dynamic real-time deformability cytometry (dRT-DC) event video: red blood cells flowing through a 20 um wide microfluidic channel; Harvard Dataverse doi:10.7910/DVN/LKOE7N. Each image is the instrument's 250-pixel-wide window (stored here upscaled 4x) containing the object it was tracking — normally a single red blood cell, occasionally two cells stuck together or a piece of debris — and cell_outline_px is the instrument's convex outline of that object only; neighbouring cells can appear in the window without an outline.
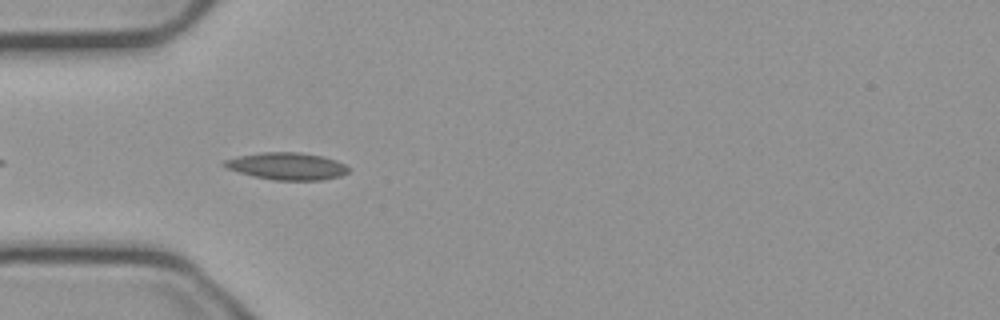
{"species": "common noctule bat (a hibernating species)", "species_latin": "Nyctalus noctula", "temperature_condition": "cold", "stored_images_in_passage": 36, "camera_frame_rate_fps": 3000, "um_per_image_px": 0.085, "animal": {"sex": "male", "body_mass_g": 23.1, "forearm_length_mm": 52.7}, "frame": {"image": 1, "passage_image": 3, "time_ms": 0.667, "image_size_px": [1000, 320], "cell_outline_px": [[348, 172], [340, 176], [324, 180], [272, 180], [252, 176], [228, 168], [220, 164], [224, 160], [240, 156], [264, 152], [300, 152], [320, 156], [336, 160], [344, 164], [348, 168]], "centroid_in_image_um": [24.39, 14.13], "position_along_channel_um": 60.6, "area_um2": 19.54}}
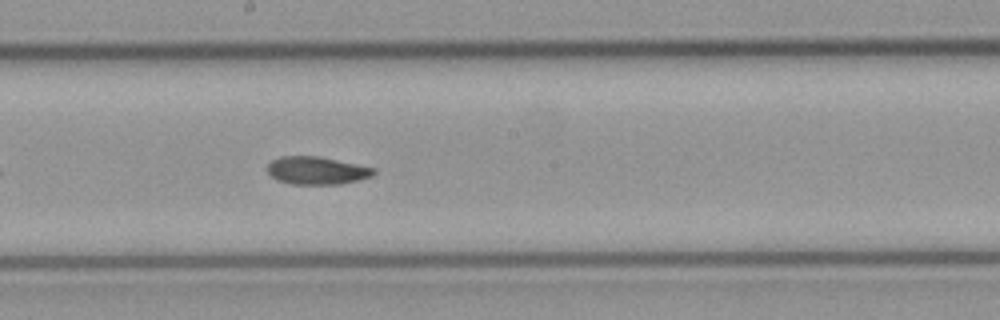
{"frame": {"image": 2, "passage_image": 16, "time_ms": 5.0, "image_size_px": [1000, 320], "cell_outline_px": [[376, 172], [372, 176], [340, 184], [292, 184], [276, 180], [268, 172], [268, 164], [272, 160], [280, 156], [320, 156], [376, 168]], "centroid_in_image_um": [26.93, 14.49], "position_along_channel_um": 221.3, "area_um2": 17.22}}
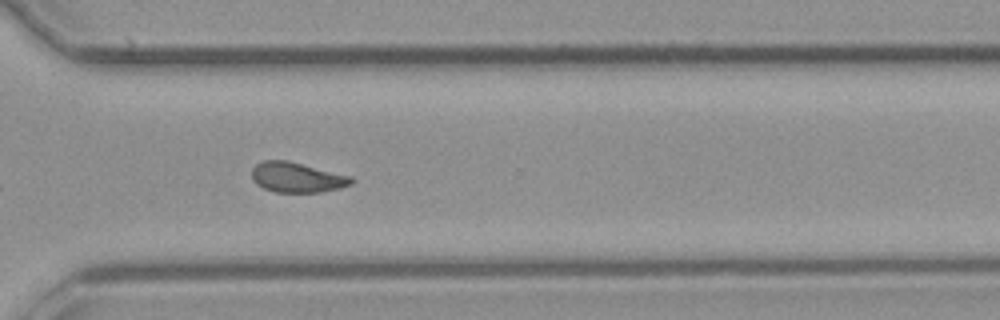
{"frame": {"image": 3, "passage_image": 26, "time_ms": 8.333, "image_size_px": [1000, 320], "cell_outline_px": [[352, 184], [340, 188], [320, 192], [276, 192], [264, 188], [256, 184], [252, 180], [252, 168], [256, 164], [264, 160], [288, 160], [352, 176]], "centroid_in_image_um": [25.23, 15.07], "position_along_channel_um": 345.4, "area_um2": 17.51}, "authors_computed_cell_mechanics": {"area_um2": 17.5712, "velocity_mm_per_s": 3.7363, "shape_relaxation_time_tau1_ms": null, "shape_relaxation_time_tau2_ms": 5.598, "deformation_change_tau1": null, "deformation_change_tau2": 0.1136}}